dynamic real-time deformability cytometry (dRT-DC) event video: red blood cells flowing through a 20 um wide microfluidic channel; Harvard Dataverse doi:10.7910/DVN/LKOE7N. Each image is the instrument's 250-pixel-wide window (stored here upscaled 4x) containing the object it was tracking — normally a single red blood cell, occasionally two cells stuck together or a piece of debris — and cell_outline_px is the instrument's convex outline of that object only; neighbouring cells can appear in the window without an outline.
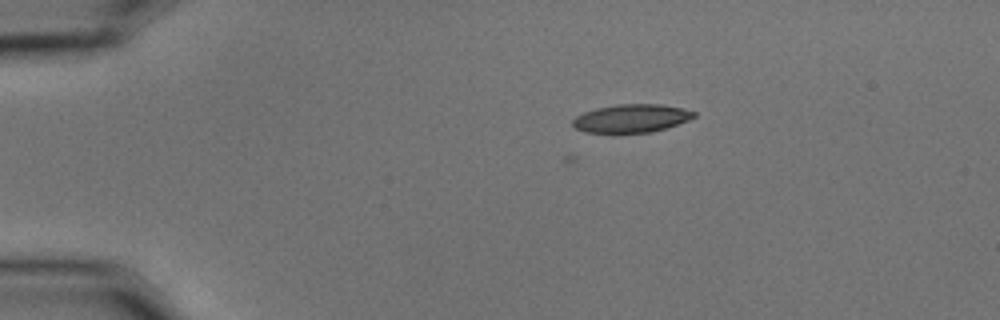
{"species": "common noctule bat (a hibernating species)", "species_latin": "Nyctalus noctula", "temperature_condition": "cold", "stored_images_in_passage": 16, "camera_frame_rate_fps": 3000, "um_per_image_px": 0.085, "animal": {"sex": "male", "body_mass_g": 15.6}, "frame": {"image": 1, "passage_image": 16, "time_ms": 5.0, "image_size_px": [1000, 320], "cell_outline_px": [[696, 116], [688, 120], [668, 128], [652, 132], [612, 136], [584, 132], [576, 128], [572, 124], [572, 120], [576, 116], [584, 112], [596, 108], [616, 104], [660, 104], [684, 108], [696, 112]], "centroid_in_image_um": [53.63, 10.11], "position_along_channel_um": 31.4, "area_um2": 20.92}}